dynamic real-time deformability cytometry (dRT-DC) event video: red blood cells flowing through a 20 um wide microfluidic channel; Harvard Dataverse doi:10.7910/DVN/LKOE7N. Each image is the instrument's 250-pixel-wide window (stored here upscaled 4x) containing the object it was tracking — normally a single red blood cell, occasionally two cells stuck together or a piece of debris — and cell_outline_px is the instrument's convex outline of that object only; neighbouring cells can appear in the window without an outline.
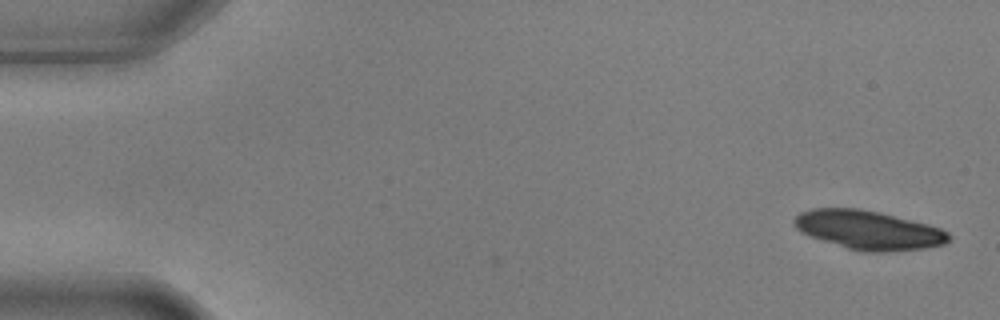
{"species": "common noctule bat (a hibernating species)", "species_latin": "Nyctalus noctula", "temperature_condition": "warm", "stored_images_in_passage": 6, "camera_frame_rate_fps": 3000, "um_per_image_px": 0.085, "animal": {"sex": "male", "body_mass_g": 17.9, "forearm_length_mm": 54.2}, "frame": {"image": 1, "passage_image": 1, "time_ms": 0.0, "image_size_px": [1000, 320], "cell_outline_px": [[952, 240], [944, 244], [924, 248], [884, 252], [860, 252], [812, 236], [796, 228], [792, 224], [792, 220], [800, 212], [812, 208], [860, 208], [880, 212], [928, 224], [940, 228], [948, 232], [952, 236]], "centroid_in_image_um": [73.85, 19.54], "position_along_channel_um": 11.1, "area_um2": 35.03}}
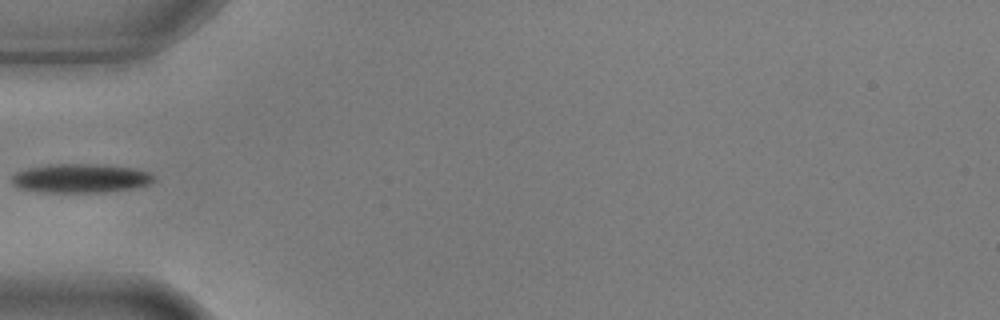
{"frame": {"image": 2, "passage_image": 5, "time_ms": 1.333, "image_size_px": [1000, 320], "cell_outline_px": [[156, 180], [148, 184], [132, 188], [104, 192], [40, 192], [16, 188], [12, 184], [12, 176], [16, 172], [28, 168], [48, 164], [104, 164], [136, 168], [148, 172], [156, 176]], "centroid_in_image_um": [6.85, 15.15], "position_along_channel_um": 78.2, "area_um2": 24.28}}
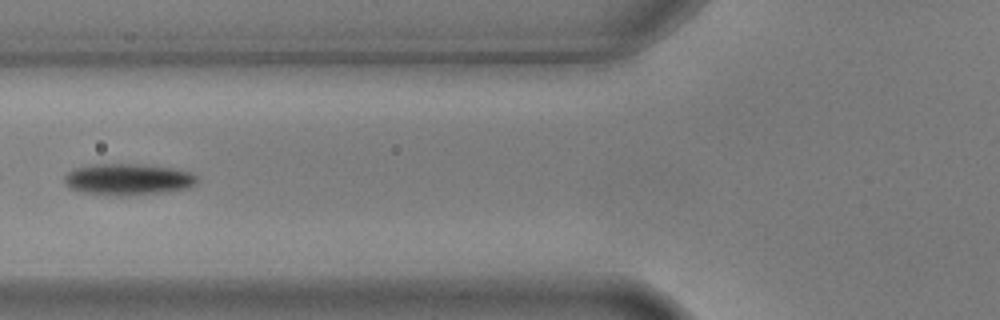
{"frame": {"image": 3, "passage_image": 6, "time_ms": 1.667, "image_size_px": [1000, 320], "cell_outline_px": [[196, 184], [188, 188], [164, 192], [128, 196], [116, 196], [80, 192], [68, 188], [64, 180], [64, 176], [68, 172], [76, 168], [96, 164], [136, 164], [172, 168], [192, 172], [196, 176]], "centroid_in_image_um": [10.87, 15.26], "position_along_channel_um": 114.9, "area_um2": 24.39}}